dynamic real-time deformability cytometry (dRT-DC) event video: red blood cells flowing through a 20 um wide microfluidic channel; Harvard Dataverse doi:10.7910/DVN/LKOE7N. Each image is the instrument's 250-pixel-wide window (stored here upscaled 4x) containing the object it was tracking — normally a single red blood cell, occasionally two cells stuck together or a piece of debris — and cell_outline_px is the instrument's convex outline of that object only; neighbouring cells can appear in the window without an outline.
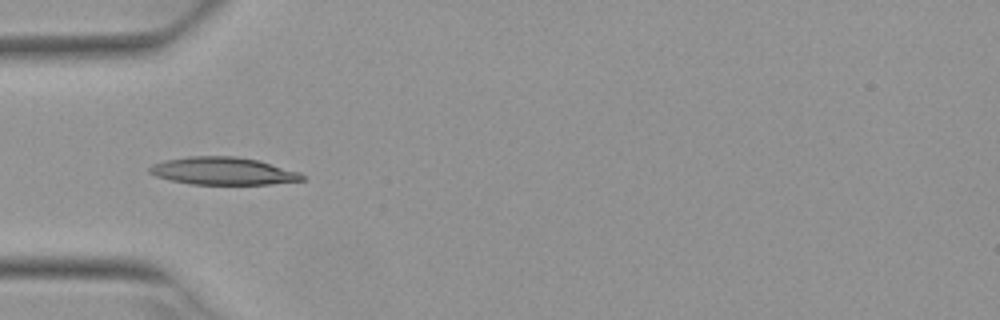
{"species": "Egyptian fruit bat (a non-hibernating species)", "species_latin": "Rousettus aegyptiacus", "temperature_condition": "warm", "stored_images_in_passage": 5, "camera_frame_rate_fps": 3000, "um_per_image_px": 0.085, "animal": {"sex": "female"}, "frame": {"image": 1, "passage_image": 4, "time_ms": 1.0, "image_size_px": [1000, 320], "cell_outline_px": [[304, 180], [272, 184], [188, 184], [156, 176], [148, 172], [148, 168], [152, 164], [168, 160], [188, 156], [236, 156], [256, 160], [300, 172], [304, 176]], "centroid_in_image_um": [18.95, 14.54], "position_along_channel_um": 66.1, "area_um2": 24.33}}
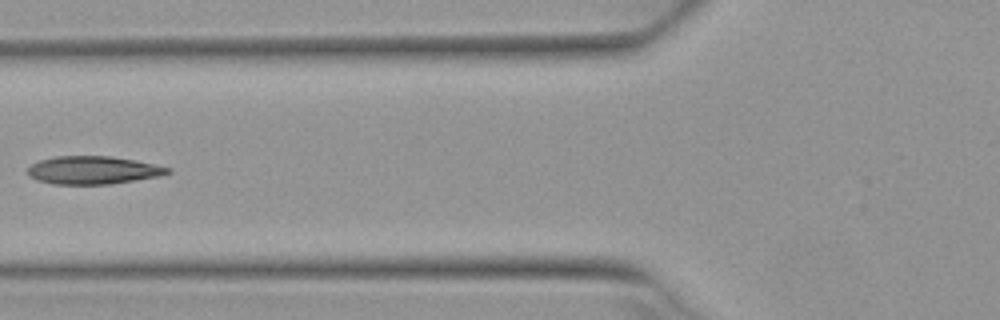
{"frame": {"image": 2, "passage_image": 5, "time_ms": 1.333, "image_size_px": [1000, 320], "cell_outline_px": [[172, 172], [160, 176], [112, 184], [52, 184], [36, 180], [28, 176], [28, 168], [32, 164], [40, 160], [56, 156], [108, 156], [136, 160], [172, 168]], "centroid_in_image_um": [7.92, 14.47], "position_along_channel_um": 117.9, "area_um2": 22.95}}